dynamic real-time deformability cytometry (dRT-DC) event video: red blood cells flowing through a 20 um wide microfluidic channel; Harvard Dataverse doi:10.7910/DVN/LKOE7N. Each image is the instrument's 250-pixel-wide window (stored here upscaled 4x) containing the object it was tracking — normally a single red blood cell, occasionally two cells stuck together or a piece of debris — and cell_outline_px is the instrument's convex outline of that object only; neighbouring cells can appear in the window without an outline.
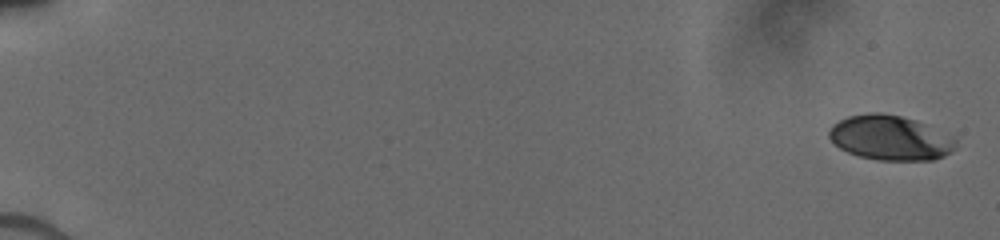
{"species": "human", "species_latin": "Homo sapiens", "temperature_condition": "cold", "stored_images_in_passage": 25, "camera_frame_rate_fps": 3000, "um_per_image_px": 0.085, "donor": {"sex": "male"}, "frame": {"image": 1, "passage_image": 1, "time_ms": 0.0, "image_size_px": [1000, 240], "cell_outline_px": [[956, 148], [952, 152], [944, 156], [932, 160], [876, 160], [860, 156], [848, 152], [840, 148], [828, 136], [828, 132], [832, 124], [848, 116], [868, 112], [880, 112], [900, 116], [916, 120], [956, 140]], "centroid_in_image_um": [75.63, 11.71], "position_along_channel_um": 9.4, "area_um2": 32.83}}
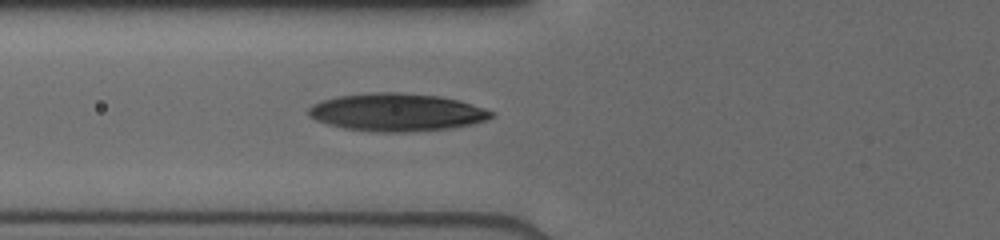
{"frame": {"image": 2, "passage_image": 17, "time_ms": 7.0, "image_size_px": [1000, 240], "cell_outline_px": [[496, 116], [488, 120], [472, 124], [452, 128], [408, 132], [380, 132], [344, 128], [328, 124], [316, 120], [308, 116], [308, 108], [312, 104], [320, 100], [336, 96], [372, 92], [396, 92], [440, 96], [456, 100], [484, 108], [496, 112]], "centroid_in_image_um": [33.72, 9.54], "position_along_channel_um": 92.1, "area_um2": 40.46}}
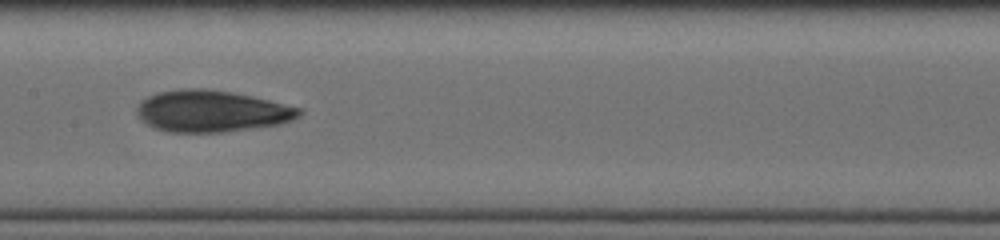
{"frame": {"image": 3, "passage_image": 24, "time_ms": 9.333, "image_size_px": [1000, 240], "cell_outline_px": [[304, 112], [300, 116], [292, 120], [280, 124], [224, 132], [168, 132], [152, 128], [140, 120], [136, 112], [136, 108], [140, 100], [156, 92], [180, 88], [204, 88], [232, 92], [252, 96], [304, 108]], "centroid_in_image_um": [17.97, 9.44], "position_along_channel_um": 189.4, "area_um2": 39.94}}